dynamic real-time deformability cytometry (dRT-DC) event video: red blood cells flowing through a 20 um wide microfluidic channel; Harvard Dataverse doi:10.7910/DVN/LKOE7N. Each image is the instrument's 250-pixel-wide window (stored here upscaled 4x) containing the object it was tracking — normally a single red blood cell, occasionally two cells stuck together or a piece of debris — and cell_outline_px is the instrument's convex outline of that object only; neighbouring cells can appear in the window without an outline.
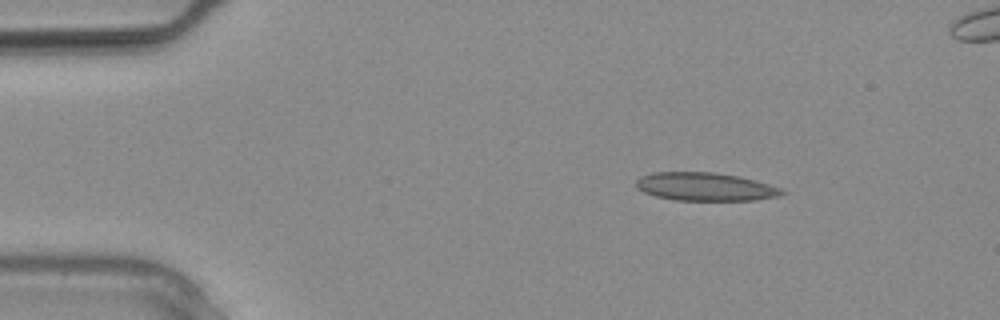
{"species": "common noctule bat (a hibernating species)", "species_latin": "Nyctalus noctula", "temperature_condition": "warm", "stored_images_in_passage": 12, "camera_frame_rate_fps": 3000, "um_per_image_px": 0.085, "animal": {"sex": "male", "body_mass_g": 20.4}, "frame": {"image": 1, "passage_image": 1, "time_ms": 0.0, "image_size_px": [1000, 320], "cell_outline_px": [[788, 192], [780, 196], [752, 200], [676, 200], [656, 196], [644, 192], [636, 184], [636, 180], [640, 176], [652, 172], [716, 172], [740, 176], [756, 180], [780, 188]], "centroid_in_image_um": [59.97, 15.86], "position_along_channel_um": 25.0, "area_um2": 23.99}}
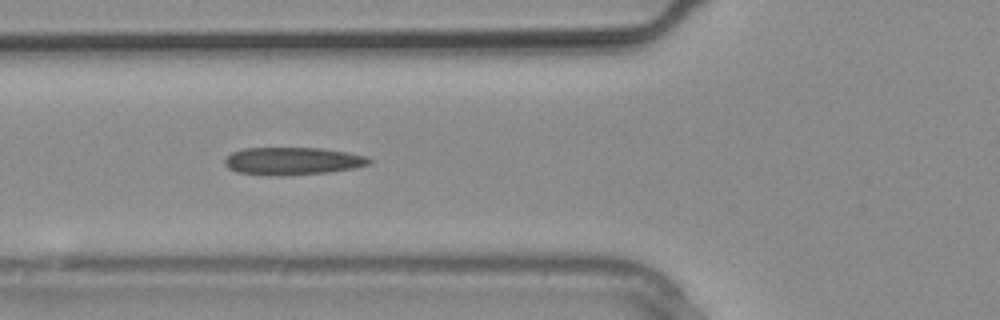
{"frame": {"image": 2, "passage_image": 7, "time_ms": 2.0, "image_size_px": [1000, 320], "cell_outline_px": [[372, 160], [368, 164], [356, 168], [328, 172], [276, 176], [236, 172], [228, 168], [224, 164], [224, 160], [232, 152], [244, 148], [324, 148], [348, 152], [368, 156]], "centroid_in_image_um": [24.88, 13.68], "position_along_channel_um": 100.9, "area_um2": 23.35}}